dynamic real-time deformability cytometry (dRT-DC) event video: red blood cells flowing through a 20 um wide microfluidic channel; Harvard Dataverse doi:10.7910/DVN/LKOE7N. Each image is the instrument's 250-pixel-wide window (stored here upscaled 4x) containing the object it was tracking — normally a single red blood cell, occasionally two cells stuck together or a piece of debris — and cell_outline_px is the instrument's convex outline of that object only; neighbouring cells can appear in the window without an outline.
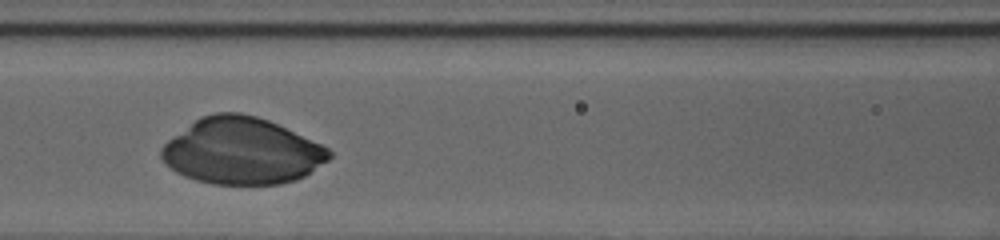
{"species": "human", "species_latin": "Homo sapiens", "temperature_condition": "cold", "stored_images_in_passage": 41, "segment_of_instrument_passage": [2, 2], "camera_frame_rate_fps": 3000, "um_per_image_px": 0.085, "donor": {"sex": "female"}, "frame": {"image": 1, "passage_image": 21, "time_ms": 6.667, "image_size_px": [1000, 240], "cell_outline_px": [[332, 156], [328, 160], [304, 176], [296, 180], [280, 184], [212, 184], [196, 180], [184, 176], [176, 172], [164, 164], [160, 156], [160, 148], [168, 140], [200, 116], [216, 112], [240, 112], [256, 116], [268, 120], [320, 144], [328, 148], [332, 152]], "centroid_in_image_um": [20.52, 12.84], "position_along_channel_um": 146.1, "area_um2": 64.85}}
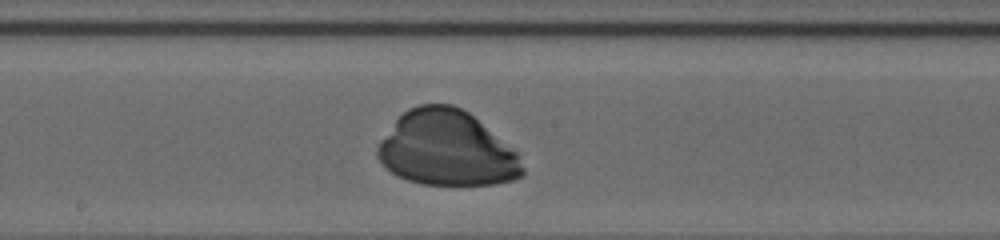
{"frame": {"image": 2, "passage_image": 26, "time_ms": 8.333, "image_size_px": [1000, 240], "cell_outline_px": [[524, 176], [512, 180], [496, 184], [424, 184], [408, 180], [392, 172], [376, 156], [376, 148], [380, 140], [396, 120], [408, 108], [420, 104], [452, 104], [468, 112], [516, 152], [520, 156], [524, 168]], "centroid_in_image_um": [37.97, 12.63], "position_along_channel_um": 210.2, "area_um2": 62.83}}
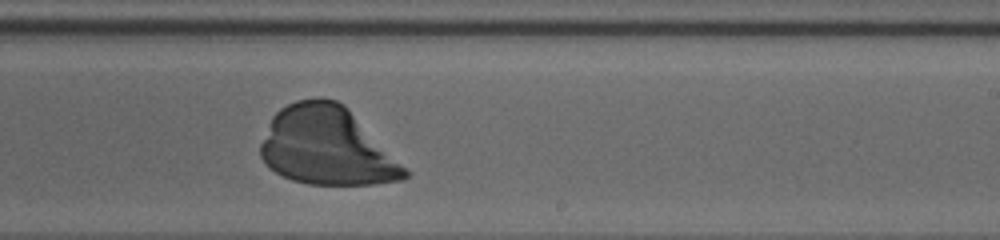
{"frame": {"image": 3, "passage_image": 30, "time_ms": 9.667, "image_size_px": [1000, 240], "cell_outline_px": [[408, 176], [400, 180], [376, 184], [308, 184], [292, 180], [276, 172], [264, 164], [260, 156], [260, 144], [272, 116], [280, 108], [296, 100], [336, 100], [344, 104], [408, 172]], "centroid_in_image_um": [27.71, 12.45], "position_along_channel_um": 261.3, "area_um2": 64.45}}